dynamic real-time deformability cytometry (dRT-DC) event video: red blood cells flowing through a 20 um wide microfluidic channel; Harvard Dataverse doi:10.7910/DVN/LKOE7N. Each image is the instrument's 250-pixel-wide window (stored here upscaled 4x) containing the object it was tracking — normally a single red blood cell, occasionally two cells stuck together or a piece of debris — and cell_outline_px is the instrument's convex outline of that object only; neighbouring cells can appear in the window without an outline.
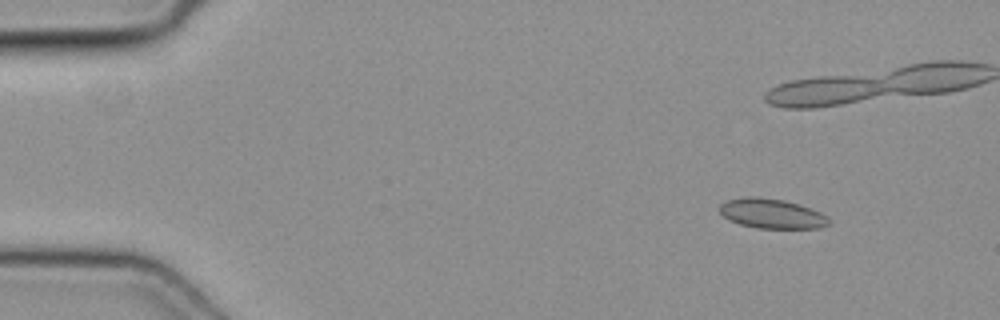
{"species": "common noctule bat (a hibernating species)", "species_latin": "Nyctalus noctula", "temperature_condition": "cold", "stored_images_in_passage": 7, "camera_frame_rate_fps": 3000, "um_per_image_px": 0.085, "animal": {"sex": "female", "body_mass_g": 19.3, "forearm_length_mm": 54.1}, "frame": {"image": 1, "passage_image": 1, "time_ms": 0.0, "image_size_px": [1000, 320], "cell_outline_px": [[832, 224], [820, 228], [756, 228], [740, 224], [728, 220], [720, 212], [720, 204], [728, 200], [748, 196], [756, 196], [784, 200], [800, 204], [820, 212]], "centroid_in_image_um": [65.59, 18.16], "position_along_channel_um": 19.4, "area_um2": 18.9}}